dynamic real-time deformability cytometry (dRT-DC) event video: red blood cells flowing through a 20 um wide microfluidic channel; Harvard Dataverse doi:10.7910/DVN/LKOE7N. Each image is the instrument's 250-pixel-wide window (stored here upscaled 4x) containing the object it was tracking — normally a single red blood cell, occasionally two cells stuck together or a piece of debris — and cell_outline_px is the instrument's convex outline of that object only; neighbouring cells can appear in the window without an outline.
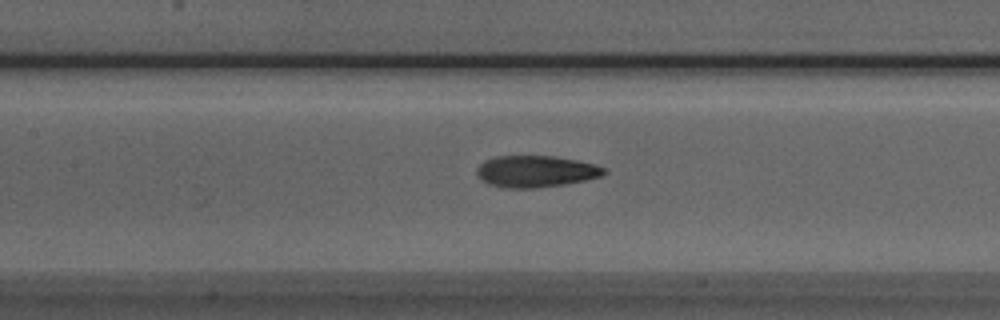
{"species": "Egyptian fruit bat (a non-hibernating species)", "species_latin": "Rousettus aegyptiacus", "temperature_condition": "room temperature", "stored_images_in_passage": 38, "camera_frame_rate_fps": 3000, "um_per_image_px": 0.085, "animal": {"sex": "male"}, "frame": {"image": 1, "passage_image": 17, "time_ms": 5.333, "image_size_px": [1000, 320], "cell_outline_px": [[608, 172], [604, 176], [564, 184], [536, 188], [504, 188], [488, 184], [480, 180], [476, 176], [476, 168], [484, 160], [496, 156], [552, 156], [576, 160], [596, 164], [604, 168]], "centroid_in_image_um": [45.51, 14.57], "position_along_channel_um": 161.9, "area_um2": 23.7}}
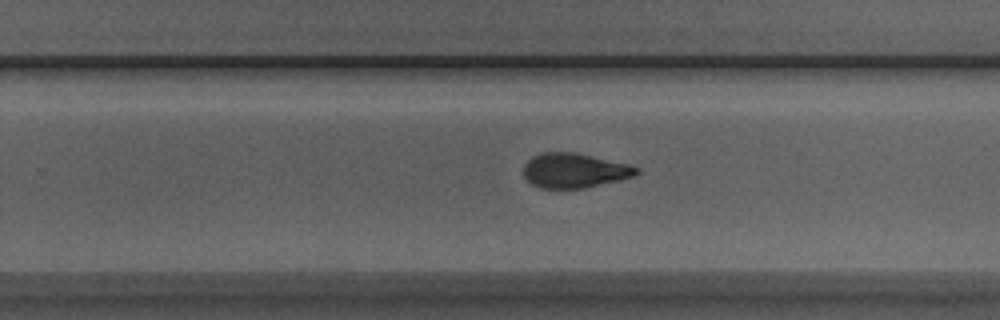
{"frame": {"image": 2, "passage_image": 26, "time_ms": 8.333, "image_size_px": [1000, 320], "cell_outline_px": [[640, 172], [636, 176], [620, 180], [584, 188], [540, 188], [532, 184], [524, 176], [524, 164], [532, 156], [540, 152], [576, 152], [628, 164], [640, 168]], "centroid_in_image_um": [48.84, 14.49], "position_along_channel_um": 281.0, "area_um2": 22.95}}
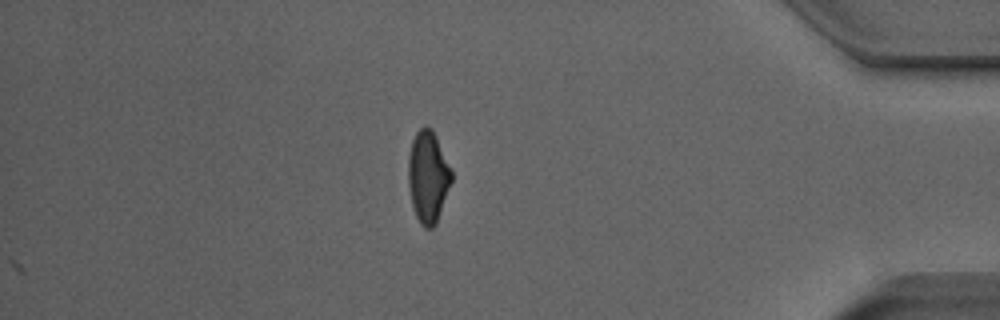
{"frame": {"image": 3, "passage_image": 38, "time_ms": 12.333, "image_size_px": [1000, 320], "cell_outline_px": [[452, 180], [436, 224], [432, 228], [424, 228], [420, 224], [416, 216], [412, 204], [408, 184], [408, 156], [412, 140], [416, 132], [424, 124], [428, 124], [432, 128], [436, 136], [452, 172]], "centroid_in_image_um": [36.37, 15.0], "position_along_channel_um": 398.8, "area_um2": 23.18}, "authors_computed_cell_mechanics": {"area_um2": 23.5824, "velocity_mm_per_s": 3.9932, "shape_relaxation_time_tau1_ms": 4.6157, "shape_relaxation_time_tau2_ms": 2.2309, "deformation_change_tau1": 0.1768, "deformation_change_tau2": 0.0797}}